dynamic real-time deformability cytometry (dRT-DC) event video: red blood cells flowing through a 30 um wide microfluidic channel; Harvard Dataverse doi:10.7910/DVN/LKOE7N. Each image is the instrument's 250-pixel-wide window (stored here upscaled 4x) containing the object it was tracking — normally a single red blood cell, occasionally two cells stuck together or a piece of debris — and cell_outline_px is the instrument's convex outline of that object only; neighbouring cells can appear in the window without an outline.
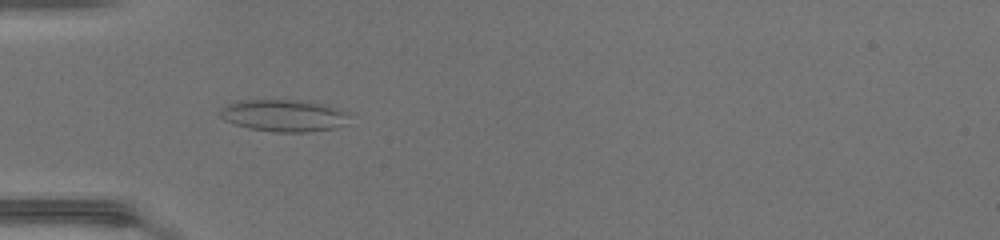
{"species": "common noctule bat (a hibernating species)", "species_latin": "Nyctalus noctula", "temperature_condition": "warm", "stored_images_in_passage": 47, "camera_frame_rate_fps": 3000, "um_per_image_px": 0.085, "animal": {"sex": "female", "body_mass_g": 17.0, "forearm_length_mm": 48.0}, "frame": {"image": 1, "passage_image": 15, "time_ms": 4.667, "image_size_px": [1000, 240], "cell_outline_px": [[352, 112], [348, 124], [332, 128], [308, 132], [276, 132], [248, 128], [224, 120], [220, 116], [220, 108], [224, 104], [236, 100], [300, 100], [328, 104]], "centroid_in_image_um": [24.18, 9.8], "position_along_channel_um": 60.8, "area_um2": 24.74}}
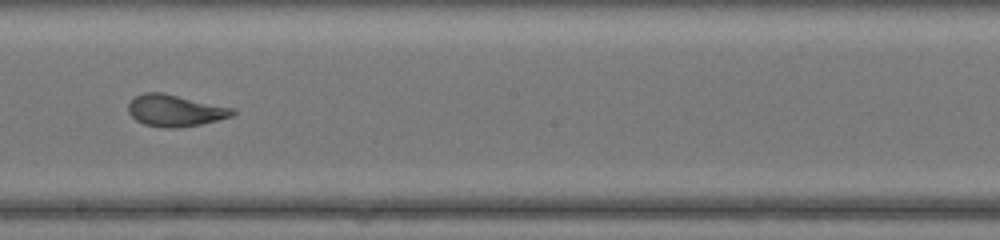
{"frame": {"image": 2, "passage_image": 27, "time_ms": 8.667, "image_size_px": [1000, 240], "cell_outline_px": [[236, 112], [232, 116], [200, 124], [176, 128], [164, 128], [144, 124], [136, 120], [128, 112], [128, 104], [136, 96], [144, 92], [160, 92], [236, 108]], "centroid_in_image_um": [14.89, 9.4], "position_along_channel_um": 233.3, "area_um2": 19.19}}
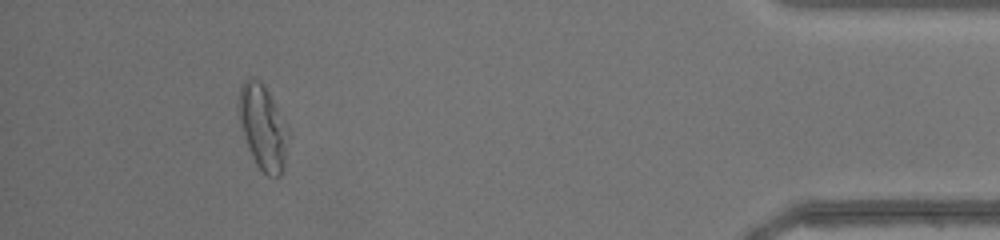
{"frame": {"image": 3, "passage_image": 43, "time_ms": 14.0, "image_size_px": [1000, 240], "cell_outline_px": [[284, 168], [280, 176], [276, 180], [268, 176], [256, 164], [248, 148], [240, 124], [240, 84], [248, 76], [260, 80], [268, 92], [272, 100], [276, 112], [280, 128], [284, 148]], "centroid_in_image_um": [22.22, 10.84], "position_along_channel_um": 413.0, "area_um2": 22.37}, "authors_computed_cell_mechanics": {"area_um2": 21.5594, "velocity_mm_per_s": 4.4221, "shape_relaxation_time_tau1_ms": null, "shape_relaxation_time_tau2_ms": 0.7697, "deformation_change_tau1": null, "deformation_change_tau2": 0.0745}}